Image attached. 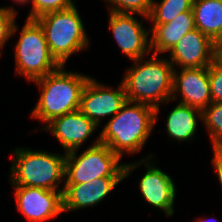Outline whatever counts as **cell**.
Returning <instances> with one entry per match:
<instances>
[{
	"label": "cell",
	"instance_id": "6da1fadb",
	"mask_svg": "<svg viewBox=\"0 0 222 222\" xmlns=\"http://www.w3.org/2000/svg\"><path fill=\"white\" fill-rule=\"evenodd\" d=\"M133 60L135 65L126 70L122 82L127 101L155 108L157 122L160 105L172 102L174 66L158 54ZM144 60V61H143Z\"/></svg>",
	"mask_w": 222,
	"mask_h": 222
},
{
	"label": "cell",
	"instance_id": "7a4b0ae2",
	"mask_svg": "<svg viewBox=\"0 0 222 222\" xmlns=\"http://www.w3.org/2000/svg\"><path fill=\"white\" fill-rule=\"evenodd\" d=\"M155 124L154 107L127 101L104 125L99 140L122 159L123 153L131 155L142 150Z\"/></svg>",
	"mask_w": 222,
	"mask_h": 222
},
{
	"label": "cell",
	"instance_id": "3957f363",
	"mask_svg": "<svg viewBox=\"0 0 222 222\" xmlns=\"http://www.w3.org/2000/svg\"><path fill=\"white\" fill-rule=\"evenodd\" d=\"M89 78L88 75L67 72L64 65L33 81L41 94L30 116L47 124L56 117L78 110Z\"/></svg>",
	"mask_w": 222,
	"mask_h": 222
},
{
	"label": "cell",
	"instance_id": "277c9868",
	"mask_svg": "<svg viewBox=\"0 0 222 222\" xmlns=\"http://www.w3.org/2000/svg\"><path fill=\"white\" fill-rule=\"evenodd\" d=\"M10 167V180L13 186L44 188L53 191L60 188L61 181L65 184V154L16 148Z\"/></svg>",
	"mask_w": 222,
	"mask_h": 222
},
{
	"label": "cell",
	"instance_id": "5b68a950",
	"mask_svg": "<svg viewBox=\"0 0 222 222\" xmlns=\"http://www.w3.org/2000/svg\"><path fill=\"white\" fill-rule=\"evenodd\" d=\"M35 20L43 29L51 55L61 66L66 65L71 55L88 48L89 39L76 5L43 14Z\"/></svg>",
	"mask_w": 222,
	"mask_h": 222
},
{
	"label": "cell",
	"instance_id": "8992f818",
	"mask_svg": "<svg viewBox=\"0 0 222 222\" xmlns=\"http://www.w3.org/2000/svg\"><path fill=\"white\" fill-rule=\"evenodd\" d=\"M96 139L78 156V149L65 153L64 185L89 183L101 177H124L121 158L107 145L100 143L99 135Z\"/></svg>",
	"mask_w": 222,
	"mask_h": 222
},
{
	"label": "cell",
	"instance_id": "52a82bcc",
	"mask_svg": "<svg viewBox=\"0 0 222 222\" xmlns=\"http://www.w3.org/2000/svg\"><path fill=\"white\" fill-rule=\"evenodd\" d=\"M16 74L33 82L56 71L61 65L51 55L41 25L27 19L14 47Z\"/></svg>",
	"mask_w": 222,
	"mask_h": 222
},
{
	"label": "cell",
	"instance_id": "ba28073f",
	"mask_svg": "<svg viewBox=\"0 0 222 222\" xmlns=\"http://www.w3.org/2000/svg\"><path fill=\"white\" fill-rule=\"evenodd\" d=\"M153 155L150 153L146 158L133 163H124V178L130 176L133 170L140 167L145 163L146 173L141 177L138 187L143 196V199L151 206L159 208L167 216H173L174 212V200L176 197V186L173 179L163 172L159 167L154 166L151 158Z\"/></svg>",
	"mask_w": 222,
	"mask_h": 222
},
{
	"label": "cell",
	"instance_id": "9c48e42d",
	"mask_svg": "<svg viewBox=\"0 0 222 222\" xmlns=\"http://www.w3.org/2000/svg\"><path fill=\"white\" fill-rule=\"evenodd\" d=\"M119 84L113 89L90 77L82 91L79 110L98 127L103 118H112L127 102L124 86Z\"/></svg>",
	"mask_w": 222,
	"mask_h": 222
},
{
	"label": "cell",
	"instance_id": "30bf717a",
	"mask_svg": "<svg viewBox=\"0 0 222 222\" xmlns=\"http://www.w3.org/2000/svg\"><path fill=\"white\" fill-rule=\"evenodd\" d=\"M168 60L178 68L209 67L218 56V44L199 29L186 33L167 53Z\"/></svg>",
	"mask_w": 222,
	"mask_h": 222
},
{
	"label": "cell",
	"instance_id": "8fae6325",
	"mask_svg": "<svg viewBox=\"0 0 222 222\" xmlns=\"http://www.w3.org/2000/svg\"><path fill=\"white\" fill-rule=\"evenodd\" d=\"M109 27L120 50L131 61L147 56L150 50V30L143 27L135 15L109 11Z\"/></svg>",
	"mask_w": 222,
	"mask_h": 222
},
{
	"label": "cell",
	"instance_id": "7c38bea8",
	"mask_svg": "<svg viewBox=\"0 0 222 222\" xmlns=\"http://www.w3.org/2000/svg\"><path fill=\"white\" fill-rule=\"evenodd\" d=\"M17 209L28 222H45L63 212L62 191L13 186Z\"/></svg>",
	"mask_w": 222,
	"mask_h": 222
},
{
	"label": "cell",
	"instance_id": "4fadbf2b",
	"mask_svg": "<svg viewBox=\"0 0 222 222\" xmlns=\"http://www.w3.org/2000/svg\"><path fill=\"white\" fill-rule=\"evenodd\" d=\"M181 96L179 103L187 104L201 112L212 103L208 67L178 68L173 71V92L171 100ZM177 94V95H176Z\"/></svg>",
	"mask_w": 222,
	"mask_h": 222
},
{
	"label": "cell",
	"instance_id": "5bb4252c",
	"mask_svg": "<svg viewBox=\"0 0 222 222\" xmlns=\"http://www.w3.org/2000/svg\"><path fill=\"white\" fill-rule=\"evenodd\" d=\"M44 126L40 130L49 131L58 139L65 153L79 149L98 127L79 109L56 117Z\"/></svg>",
	"mask_w": 222,
	"mask_h": 222
},
{
	"label": "cell",
	"instance_id": "9a60e30c",
	"mask_svg": "<svg viewBox=\"0 0 222 222\" xmlns=\"http://www.w3.org/2000/svg\"><path fill=\"white\" fill-rule=\"evenodd\" d=\"M124 177H101L91 182L64 185L63 212L76 211L101 203Z\"/></svg>",
	"mask_w": 222,
	"mask_h": 222
},
{
	"label": "cell",
	"instance_id": "2e32d148",
	"mask_svg": "<svg viewBox=\"0 0 222 222\" xmlns=\"http://www.w3.org/2000/svg\"><path fill=\"white\" fill-rule=\"evenodd\" d=\"M150 28L148 29L151 33V53L158 55L168 53L186 33L195 29L193 11L181 12L171 22L151 25Z\"/></svg>",
	"mask_w": 222,
	"mask_h": 222
},
{
	"label": "cell",
	"instance_id": "e0dca14e",
	"mask_svg": "<svg viewBox=\"0 0 222 222\" xmlns=\"http://www.w3.org/2000/svg\"><path fill=\"white\" fill-rule=\"evenodd\" d=\"M192 11L195 28L222 43V0H193Z\"/></svg>",
	"mask_w": 222,
	"mask_h": 222
},
{
	"label": "cell",
	"instance_id": "ac0fdd59",
	"mask_svg": "<svg viewBox=\"0 0 222 222\" xmlns=\"http://www.w3.org/2000/svg\"><path fill=\"white\" fill-rule=\"evenodd\" d=\"M202 122V112L187 104L178 103L169 112L166 120L168 137L185 142L191 140L197 130L198 119Z\"/></svg>",
	"mask_w": 222,
	"mask_h": 222
},
{
	"label": "cell",
	"instance_id": "d6986e66",
	"mask_svg": "<svg viewBox=\"0 0 222 222\" xmlns=\"http://www.w3.org/2000/svg\"><path fill=\"white\" fill-rule=\"evenodd\" d=\"M193 0H152L148 20L152 25H163L174 20L181 12L192 10Z\"/></svg>",
	"mask_w": 222,
	"mask_h": 222
},
{
	"label": "cell",
	"instance_id": "ffe728a7",
	"mask_svg": "<svg viewBox=\"0 0 222 222\" xmlns=\"http://www.w3.org/2000/svg\"><path fill=\"white\" fill-rule=\"evenodd\" d=\"M202 123L209 133L212 148H222V103L212 102L205 108Z\"/></svg>",
	"mask_w": 222,
	"mask_h": 222
},
{
	"label": "cell",
	"instance_id": "44dd1931",
	"mask_svg": "<svg viewBox=\"0 0 222 222\" xmlns=\"http://www.w3.org/2000/svg\"><path fill=\"white\" fill-rule=\"evenodd\" d=\"M111 4L110 12L137 14L148 21L151 11L152 0H103Z\"/></svg>",
	"mask_w": 222,
	"mask_h": 222
},
{
	"label": "cell",
	"instance_id": "7402d4cb",
	"mask_svg": "<svg viewBox=\"0 0 222 222\" xmlns=\"http://www.w3.org/2000/svg\"><path fill=\"white\" fill-rule=\"evenodd\" d=\"M16 16L17 11L14 7H0V50L3 49L6 45L5 43H7L19 29L15 21Z\"/></svg>",
	"mask_w": 222,
	"mask_h": 222
},
{
	"label": "cell",
	"instance_id": "603a6c76",
	"mask_svg": "<svg viewBox=\"0 0 222 222\" xmlns=\"http://www.w3.org/2000/svg\"><path fill=\"white\" fill-rule=\"evenodd\" d=\"M31 11L27 19H37L43 14L68 9L75 5L74 0H29Z\"/></svg>",
	"mask_w": 222,
	"mask_h": 222
},
{
	"label": "cell",
	"instance_id": "cb8c5ba5",
	"mask_svg": "<svg viewBox=\"0 0 222 222\" xmlns=\"http://www.w3.org/2000/svg\"><path fill=\"white\" fill-rule=\"evenodd\" d=\"M208 79L212 102L222 103V62L218 58L208 67Z\"/></svg>",
	"mask_w": 222,
	"mask_h": 222
},
{
	"label": "cell",
	"instance_id": "d4e9b609",
	"mask_svg": "<svg viewBox=\"0 0 222 222\" xmlns=\"http://www.w3.org/2000/svg\"><path fill=\"white\" fill-rule=\"evenodd\" d=\"M212 150L213 159L211 160V163L214 167V170H216L217 177L222 187V148H212Z\"/></svg>",
	"mask_w": 222,
	"mask_h": 222
},
{
	"label": "cell",
	"instance_id": "484cf974",
	"mask_svg": "<svg viewBox=\"0 0 222 222\" xmlns=\"http://www.w3.org/2000/svg\"><path fill=\"white\" fill-rule=\"evenodd\" d=\"M217 58L222 62V43L218 45V56Z\"/></svg>",
	"mask_w": 222,
	"mask_h": 222
},
{
	"label": "cell",
	"instance_id": "4316f807",
	"mask_svg": "<svg viewBox=\"0 0 222 222\" xmlns=\"http://www.w3.org/2000/svg\"><path fill=\"white\" fill-rule=\"evenodd\" d=\"M20 5L28 4L29 0H12Z\"/></svg>",
	"mask_w": 222,
	"mask_h": 222
},
{
	"label": "cell",
	"instance_id": "83f0119b",
	"mask_svg": "<svg viewBox=\"0 0 222 222\" xmlns=\"http://www.w3.org/2000/svg\"><path fill=\"white\" fill-rule=\"evenodd\" d=\"M199 220V221H198ZM211 220V219H210ZM197 222H209L208 218H202L200 217V219H197Z\"/></svg>",
	"mask_w": 222,
	"mask_h": 222
}]
</instances>
